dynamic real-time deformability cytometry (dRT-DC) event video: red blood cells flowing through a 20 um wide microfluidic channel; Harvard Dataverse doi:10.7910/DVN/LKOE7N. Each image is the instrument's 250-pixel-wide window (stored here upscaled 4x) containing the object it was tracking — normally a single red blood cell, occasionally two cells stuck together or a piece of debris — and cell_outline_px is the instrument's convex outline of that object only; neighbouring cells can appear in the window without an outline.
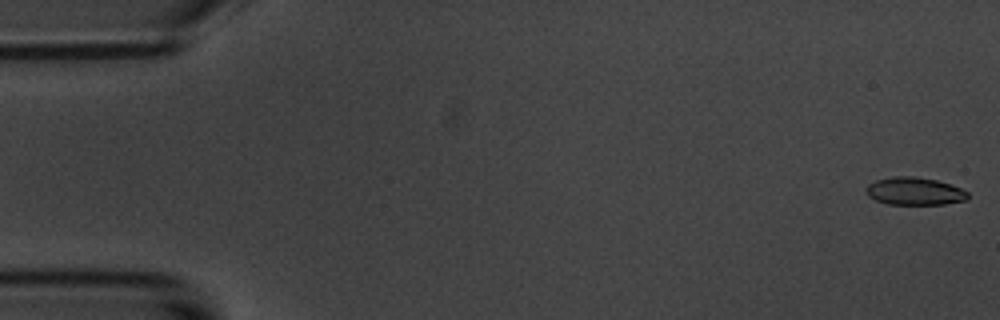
{"species": "common noctule bat (a hibernating species)", "species_latin": "Nyctalus noctula", "temperature_condition": "room temperature", "stored_images_in_passage": 56, "camera_frame_rate_fps": 3000, "um_per_image_px": 0.085, "animal": {"sex": "male", "body_mass_g": 20.1, "forearm_length_mm": 53.5}, "frame": {"image": 1, "passage_image": 1, "time_ms": 0.0, "image_size_px": [1000, 320], "cell_outline_px": [[968, 200], [944, 204], [888, 204], [876, 200], [868, 196], [864, 188], [868, 184], [876, 180], [892, 176], [916, 176], [936, 180], [960, 188], [968, 192]], "centroid_in_image_um": [77.71, 16.25], "position_along_channel_um": 7.3, "area_um2": 16.47}}
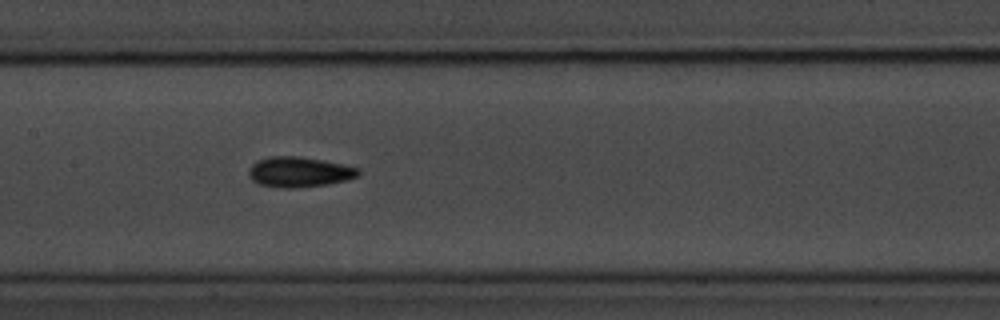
{"frame": {"image": 2, "passage_image": 27, "time_ms": 8.667, "image_size_px": [1000, 320], "cell_outline_px": [[360, 172], [356, 176], [348, 180], [328, 184], [296, 188], [280, 188], [260, 184], [252, 180], [248, 172], [248, 168], [252, 164], [260, 160], [272, 156], [300, 156], [324, 160], [360, 168]], "centroid_in_image_um": [25.44, 14.62], "position_along_channel_um": 182.0, "area_um2": 19.36}}
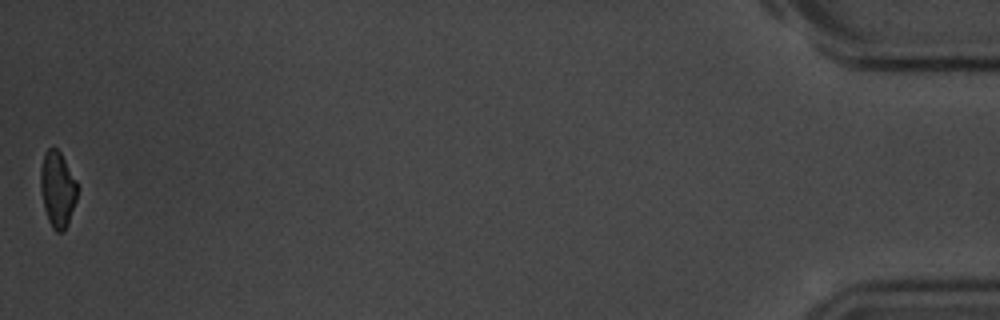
{"frame": {"image": 3, "passage_image": 56, "time_ms": 18.333, "image_size_px": [1000, 320], "cell_outline_px": [[76, 200], [68, 224], [64, 232], [56, 232], [52, 228], [48, 220], [44, 208], [40, 192], [40, 172], [44, 152], [48, 148], [56, 148], [60, 152], [76, 180]], "centroid_in_image_um": [4.87, 16.1], "position_along_channel_um": 430.3, "area_um2": 16.24}, "authors_computed_cell_mechanics": {"area_um2": 17.3978, "velocity_mm_per_s": 3.5751, "shape_relaxation_time_tau1_ms": 3.2985, "shape_relaxation_time_tau2_ms": 5.871, "deformation_change_tau1": 0.1184, "deformation_change_tau2": 0.1288}}